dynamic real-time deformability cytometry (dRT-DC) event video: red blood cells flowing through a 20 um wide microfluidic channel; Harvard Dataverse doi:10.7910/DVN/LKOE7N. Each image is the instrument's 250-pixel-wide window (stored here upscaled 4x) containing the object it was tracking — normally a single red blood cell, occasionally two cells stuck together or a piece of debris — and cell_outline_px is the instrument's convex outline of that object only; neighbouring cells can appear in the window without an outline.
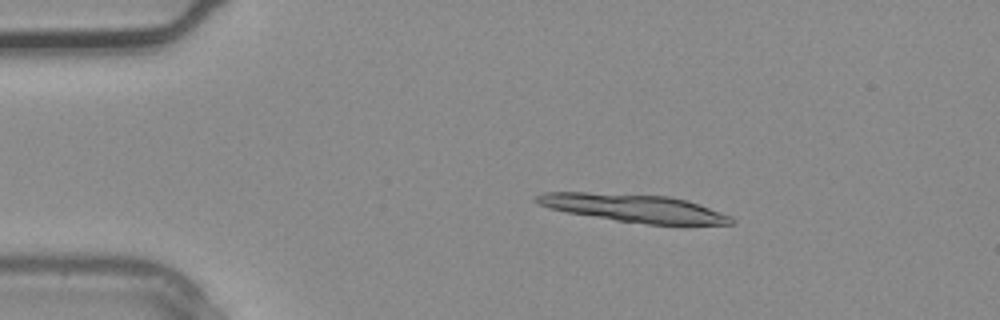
{"species": "common noctule bat (a hibernating species)", "species_latin": "Nyctalus noctula", "temperature_condition": "warm", "stored_images_in_passage": 3, "segment_of_instrument_passage": [1, 2], "camera_frame_rate_fps": 3000, "um_per_image_px": 0.085, "animal": {"sex": "male", "body_mass_g": 20.4}, "frame": {"image": 1, "passage_image": 1, "time_ms": 0.0, "image_size_px": [1000, 320], "cell_outline_px": [[736, 220], [732, 224], [648, 224], [616, 220], [568, 212], [552, 208], [540, 204], [532, 200], [532, 196], [544, 192], [588, 192], [668, 196], [688, 200], [732, 216]], "centroid_in_image_um": [53.88, 17.68], "position_along_channel_um": 31.1, "area_um2": 31.39}}